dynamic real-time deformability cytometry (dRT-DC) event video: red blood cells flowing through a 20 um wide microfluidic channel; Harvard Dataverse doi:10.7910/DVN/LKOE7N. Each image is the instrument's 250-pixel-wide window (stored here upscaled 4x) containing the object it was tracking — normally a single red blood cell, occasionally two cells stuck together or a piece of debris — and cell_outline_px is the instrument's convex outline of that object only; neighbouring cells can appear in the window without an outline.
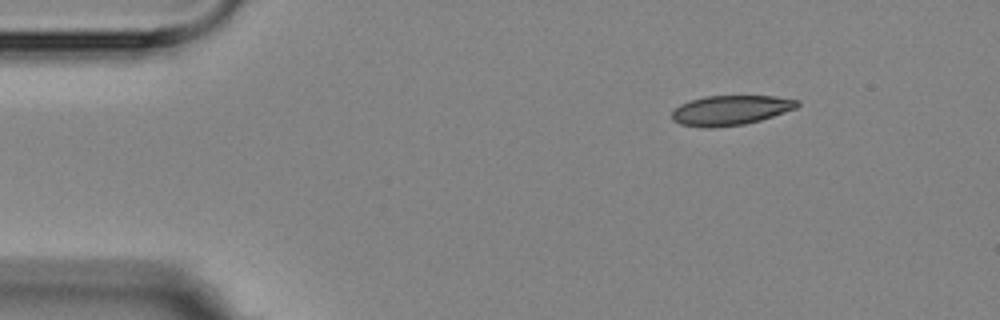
{"species": "Egyptian fruit bat (a non-hibernating species)", "species_latin": "Rousettus aegyptiacus", "temperature_condition": "room temperature", "stored_images_in_passage": 5, "camera_frame_rate_fps": 3000, "um_per_image_px": 0.085, "animal": {"sex": "female"}, "frame": {"image": 1, "passage_image": 5, "time_ms": 5.333, "image_size_px": [1000, 320], "cell_outline_px": [[800, 104], [796, 108], [760, 120], [744, 124], [712, 128], [704, 128], [680, 124], [672, 120], [672, 112], [680, 104], [704, 96], [776, 96], [800, 100]], "centroid_in_image_um": [62.1, 9.37], "position_along_channel_um": 22.9, "area_um2": 21.73}}